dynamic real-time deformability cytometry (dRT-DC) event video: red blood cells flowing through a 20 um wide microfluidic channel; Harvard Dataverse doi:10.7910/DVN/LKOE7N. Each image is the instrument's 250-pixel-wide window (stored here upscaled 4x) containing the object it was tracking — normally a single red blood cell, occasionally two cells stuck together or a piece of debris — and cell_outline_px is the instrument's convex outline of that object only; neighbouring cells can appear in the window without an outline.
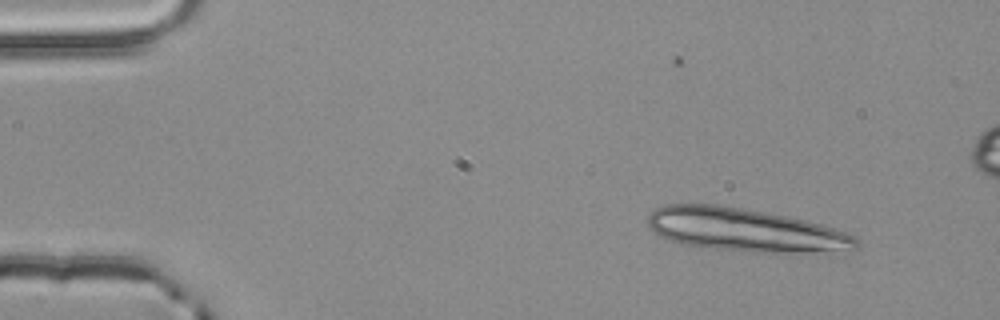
{"species": "common noctule bat (a hibernating species)", "species_latin": "Nyctalus noctula", "temperature_condition": "room temperature", "stored_images_in_passage": 15, "camera_frame_rate_fps": 3000, "um_per_image_px": 0.085, "animal": {"sex": "male", "body_mass_g": 20.4}, "frame": {"image": 1, "passage_image": 5, "time_ms": 1.333, "image_size_px": [1000, 320], "cell_outline_px": [[860, 248], [812, 252], [744, 252], [712, 248], [684, 244], [660, 236], [648, 228], [648, 216], [656, 208], [664, 204], [716, 204], [788, 216], [820, 224], [848, 232], [856, 236], [860, 240]], "centroid_in_image_um": [63.35, 19.54], "position_along_channel_um": 21.7, "area_um2": 52.37}}